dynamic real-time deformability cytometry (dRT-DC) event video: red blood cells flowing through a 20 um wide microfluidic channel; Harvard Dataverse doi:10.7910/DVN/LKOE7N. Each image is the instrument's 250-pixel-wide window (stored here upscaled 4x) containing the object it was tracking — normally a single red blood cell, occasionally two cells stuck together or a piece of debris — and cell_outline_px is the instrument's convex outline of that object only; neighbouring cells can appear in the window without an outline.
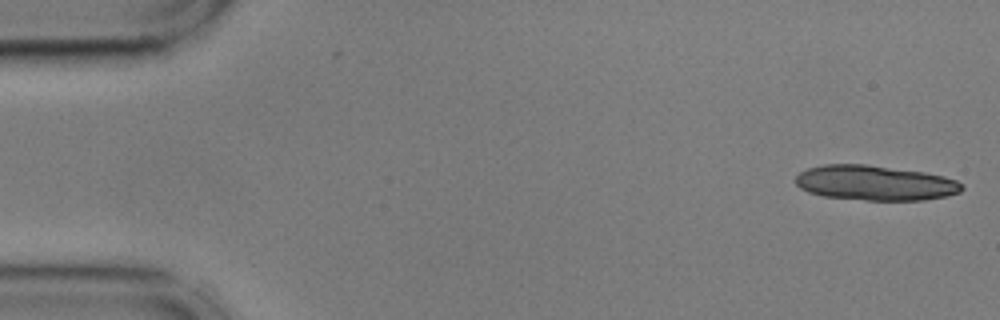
{"species": "common noctule bat (a hibernating species)", "species_latin": "Nyctalus noctula", "temperature_condition": "cold", "stored_images_in_passage": 14, "camera_frame_rate_fps": 3000, "um_per_image_px": 0.085, "animal": {"sex": "male", "body_mass_g": 17.9, "forearm_length_mm": 54.2}, "frame": {"image": 1, "passage_image": 1, "time_ms": 0.0, "image_size_px": [1000, 320], "cell_outline_px": [[964, 188], [960, 192], [948, 196], [924, 200], [864, 200], [824, 196], [808, 192], [800, 188], [796, 184], [796, 176], [800, 172], [808, 168], [824, 164], [868, 164], [924, 172], [944, 176], [956, 180]], "centroid_in_image_um": [74.38, 15.54], "position_along_channel_um": 10.6, "area_um2": 33.99}}